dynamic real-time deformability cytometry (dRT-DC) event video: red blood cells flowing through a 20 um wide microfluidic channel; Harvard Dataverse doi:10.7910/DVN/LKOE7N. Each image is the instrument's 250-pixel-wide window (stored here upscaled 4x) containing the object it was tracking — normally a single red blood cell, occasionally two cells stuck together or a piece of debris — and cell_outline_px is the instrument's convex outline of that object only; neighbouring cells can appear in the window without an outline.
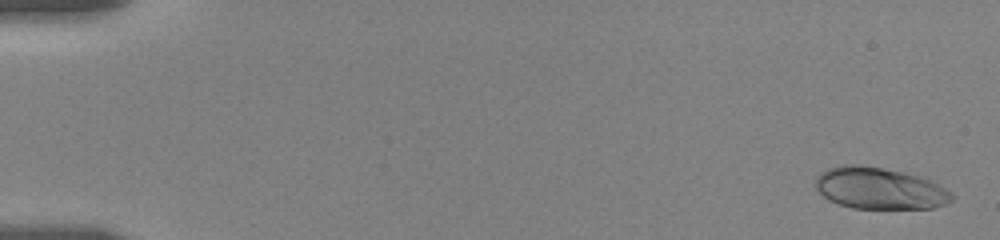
{"species": "human", "species_latin": "Homo sapiens", "temperature_condition": "room temperature", "stored_images_in_passage": 19, "camera_frame_rate_fps": 3000, "um_per_image_px": 0.085, "donor": {"sex": "female"}, "frame": {"image": 1, "passage_image": 1, "time_ms": 0.0, "image_size_px": [1000, 240], "cell_outline_px": [[952, 200], [944, 204], [932, 208], [852, 208], [828, 200], [812, 184], [816, 176], [820, 172], [828, 168], [844, 164], [860, 164], [884, 168], [904, 172], [928, 180], [952, 192]], "centroid_in_image_um": [74.68, 15.99], "position_along_channel_um": 10.3, "area_um2": 33.0}}
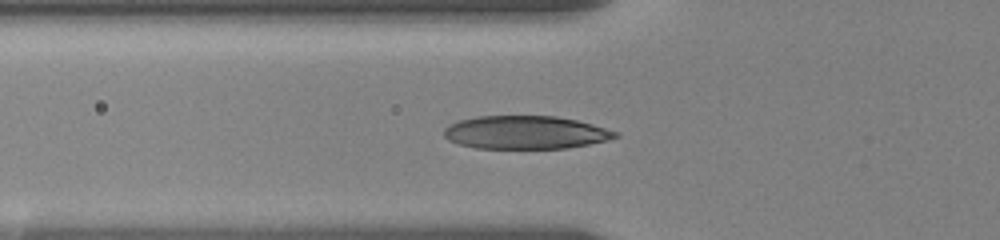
{"frame": {"image": 2, "passage_image": 14, "time_ms": 6.333, "image_size_px": [1000, 240], "cell_outline_px": [[620, 136], [608, 140], [568, 148], [476, 148], [460, 144], [448, 140], [444, 136], [444, 128], [448, 124], [460, 120], [476, 116], [556, 116], [576, 120], [592, 124], [620, 132]], "centroid_in_image_um": [44.68, 11.25], "position_along_channel_um": 81.1, "area_um2": 33.18}}
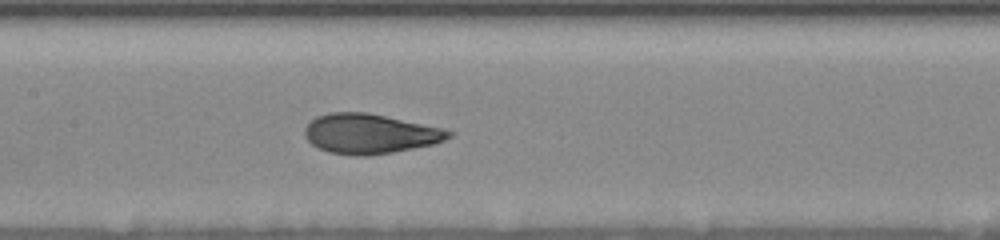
{"frame": {"image": 3, "passage_image": 19, "time_ms": 9.0, "image_size_px": [1000, 240], "cell_outline_px": [[452, 136], [444, 140], [432, 144], [392, 152], [368, 156], [352, 156], [328, 152], [316, 148], [304, 136], [304, 128], [316, 116], [328, 112], [368, 112], [440, 128], [452, 132]], "centroid_in_image_um": [31.36, 11.37], "position_along_channel_um": 176.0, "area_um2": 33.29}}